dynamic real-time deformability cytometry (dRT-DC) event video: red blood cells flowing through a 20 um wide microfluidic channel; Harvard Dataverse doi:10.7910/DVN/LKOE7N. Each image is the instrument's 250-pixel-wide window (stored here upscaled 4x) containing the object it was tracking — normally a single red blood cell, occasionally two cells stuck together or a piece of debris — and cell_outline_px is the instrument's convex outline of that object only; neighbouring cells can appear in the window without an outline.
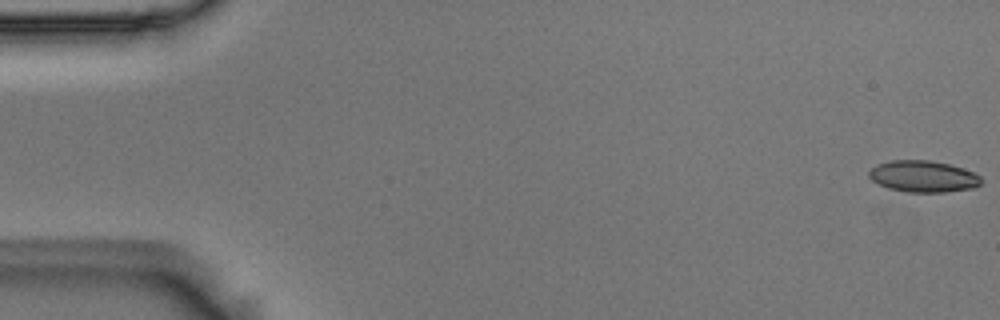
{"species": "Egyptian fruit bat (a non-hibernating species)", "species_latin": "Rousettus aegyptiacus", "temperature_condition": "room temperature", "stored_images_in_passage": 15, "camera_frame_rate_fps": 3000, "um_per_image_px": 0.085, "animal": {"sex": "male"}, "frame": {"image": 1, "passage_image": 1, "time_ms": 0.0, "image_size_px": [1000, 320], "cell_outline_px": [[980, 184], [972, 188], [944, 192], [908, 192], [888, 188], [872, 180], [868, 176], [868, 172], [876, 164], [892, 160], [928, 160], [948, 164], [964, 168], [980, 176]], "centroid_in_image_um": [78.44, 14.99], "position_along_channel_um": 6.6, "area_um2": 20.46}}